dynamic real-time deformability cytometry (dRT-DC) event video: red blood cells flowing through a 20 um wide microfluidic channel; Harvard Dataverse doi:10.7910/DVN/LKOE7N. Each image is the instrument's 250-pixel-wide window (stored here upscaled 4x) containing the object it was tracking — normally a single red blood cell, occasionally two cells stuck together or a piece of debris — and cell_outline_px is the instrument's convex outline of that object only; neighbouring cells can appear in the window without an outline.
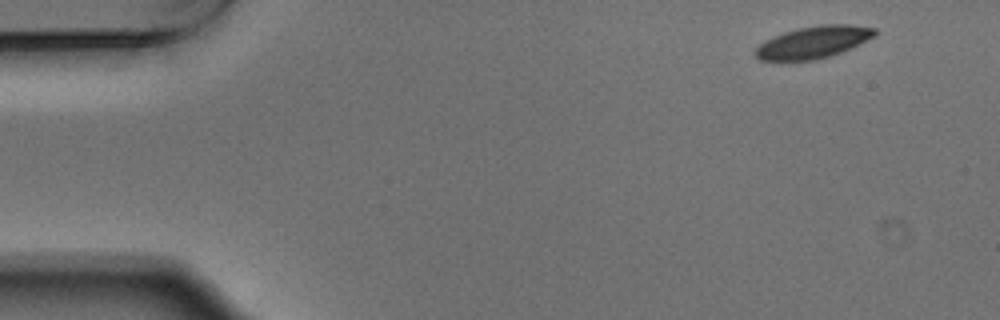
{"species": "Egyptian fruit bat (a non-hibernating species)", "species_latin": "Rousettus aegyptiacus", "temperature_condition": "warm", "stored_images_in_passage": 4, "camera_frame_rate_fps": 3000, "um_per_image_px": 0.085, "animal": {"sex": "male"}, "frame": {"image": 1, "passage_image": 1, "time_ms": 0.0, "image_size_px": [1000, 320], "cell_outline_px": [[876, 36], [840, 52], [828, 56], [812, 60], [760, 60], [752, 52], [764, 40], [784, 32], [800, 28], [820, 24], [852, 24], [876, 28]], "centroid_in_image_um": [69.13, 3.57], "position_along_channel_um": 15.9, "area_um2": 22.14}}
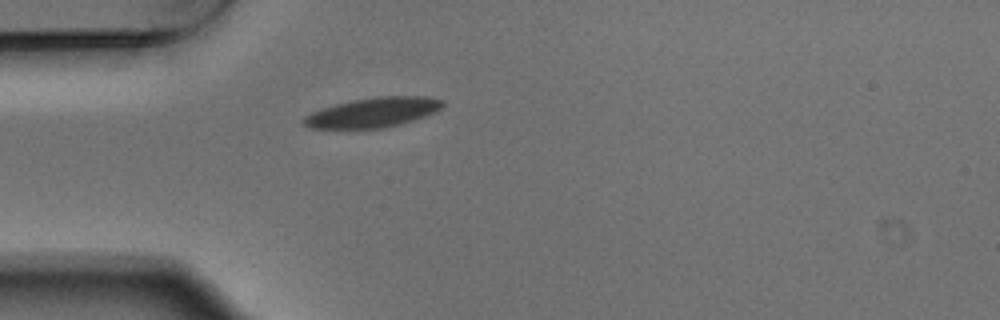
{"frame": {"image": 2, "passage_image": 4, "time_ms": 1.0, "image_size_px": [1000, 320], "cell_outline_px": [[444, 104], [436, 112], [400, 124], [384, 128], [308, 128], [300, 120], [304, 116], [320, 108], [352, 100], [376, 96], [428, 96], [444, 100]], "centroid_in_image_um": [31.69, 9.55], "position_along_channel_um": 53.3, "area_um2": 24.16}}